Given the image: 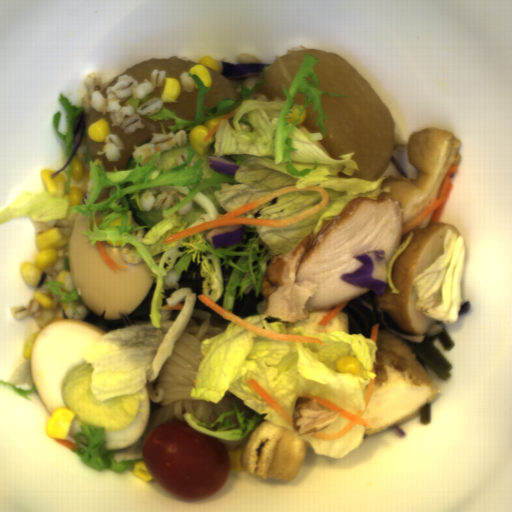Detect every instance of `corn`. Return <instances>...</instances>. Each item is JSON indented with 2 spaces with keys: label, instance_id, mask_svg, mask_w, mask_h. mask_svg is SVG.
Segmentation results:
<instances>
[{
  "label": "corn",
  "instance_id": "obj_8",
  "mask_svg": "<svg viewBox=\"0 0 512 512\" xmlns=\"http://www.w3.org/2000/svg\"><path fill=\"white\" fill-rule=\"evenodd\" d=\"M335 367L338 373H351L357 376L360 375L361 363L356 356L345 355L338 358Z\"/></svg>",
  "mask_w": 512,
  "mask_h": 512
},
{
  "label": "corn",
  "instance_id": "obj_5",
  "mask_svg": "<svg viewBox=\"0 0 512 512\" xmlns=\"http://www.w3.org/2000/svg\"><path fill=\"white\" fill-rule=\"evenodd\" d=\"M207 67L219 72L218 62L212 55L208 54L198 59L196 65L190 68L188 72L192 75H197L204 83L205 87L210 88L212 86V77Z\"/></svg>",
  "mask_w": 512,
  "mask_h": 512
},
{
  "label": "corn",
  "instance_id": "obj_1",
  "mask_svg": "<svg viewBox=\"0 0 512 512\" xmlns=\"http://www.w3.org/2000/svg\"><path fill=\"white\" fill-rule=\"evenodd\" d=\"M37 246L41 249L34 263H24L20 273L27 284L38 286L41 276L49 266L58 260V251L68 243V235H65L58 227H51L38 233Z\"/></svg>",
  "mask_w": 512,
  "mask_h": 512
},
{
  "label": "corn",
  "instance_id": "obj_9",
  "mask_svg": "<svg viewBox=\"0 0 512 512\" xmlns=\"http://www.w3.org/2000/svg\"><path fill=\"white\" fill-rule=\"evenodd\" d=\"M71 170H70V177L73 181L80 182L83 180L85 176V164H84V156L82 154L80 155H74L71 160Z\"/></svg>",
  "mask_w": 512,
  "mask_h": 512
},
{
  "label": "corn",
  "instance_id": "obj_15",
  "mask_svg": "<svg viewBox=\"0 0 512 512\" xmlns=\"http://www.w3.org/2000/svg\"><path fill=\"white\" fill-rule=\"evenodd\" d=\"M68 269H62L60 270L58 273H57V276H56V279H55V282H58V283H62L65 285L64 283V279L66 277V275L68 274Z\"/></svg>",
  "mask_w": 512,
  "mask_h": 512
},
{
  "label": "corn",
  "instance_id": "obj_14",
  "mask_svg": "<svg viewBox=\"0 0 512 512\" xmlns=\"http://www.w3.org/2000/svg\"><path fill=\"white\" fill-rule=\"evenodd\" d=\"M39 332L36 333V334H33L31 335L24 343L23 345V349H22V353H23V357L24 359L27 361L29 359H31V356H32V350H33V345L36 341V338L38 336Z\"/></svg>",
  "mask_w": 512,
  "mask_h": 512
},
{
  "label": "corn",
  "instance_id": "obj_2",
  "mask_svg": "<svg viewBox=\"0 0 512 512\" xmlns=\"http://www.w3.org/2000/svg\"><path fill=\"white\" fill-rule=\"evenodd\" d=\"M75 415L71 407H58L46 424L45 432L48 438L66 439Z\"/></svg>",
  "mask_w": 512,
  "mask_h": 512
},
{
  "label": "corn",
  "instance_id": "obj_7",
  "mask_svg": "<svg viewBox=\"0 0 512 512\" xmlns=\"http://www.w3.org/2000/svg\"><path fill=\"white\" fill-rule=\"evenodd\" d=\"M110 132V124L108 120L103 117L90 124L88 128V135L95 143L105 142L106 137Z\"/></svg>",
  "mask_w": 512,
  "mask_h": 512
},
{
  "label": "corn",
  "instance_id": "obj_11",
  "mask_svg": "<svg viewBox=\"0 0 512 512\" xmlns=\"http://www.w3.org/2000/svg\"><path fill=\"white\" fill-rule=\"evenodd\" d=\"M69 208L84 203L85 191L81 187L70 186L67 192Z\"/></svg>",
  "mask_w": 512,
  "mask_h": 512
},
{
  "label": "corn",
  "instance_id": "obj_10",
  "mask_svg": "<svg viewBox=\"0 0 512 512\" xmlns=\"http://www.w3.org/2000/svg\"><path fill=\"white\" fill-rule=\"evenodd\" d=\"M244 447L240 446L236 450H228L227 455L231 471H246L242 466L241 453Z\"/></svg>",
  "mask_w": 512,
  "mask_h": 512
},
{
  "label": "corn",
  "instance_id": "obj_6",
  "mask_svg": "<svg viewBox=\"0 0 512 512\" xmlns=\"http://www.w3.org/2000/svg\"><path fill=\"white\" fill-rule=\"evenodd\" d=\"M182 92V85L179 80L173 77H165L161 93V101L173 102L178 99Z\"/></svg>",
  "mask_w": 512,
  "mask_h": 512
},
{
  "label": "corn",
  "instance_id": "obj_12",
  "mask_svg": "<svg viewBox=\"0 0 512 512\" xmlns=\"http://www.w3.org/2000/svg\"><path fill=\"white\" fill-rule=\"evenodd\" d=\"M133 473L145 482H149L154 479V474L151 473L145 463V461L134 462L132 467Z\"/></svg>",
  "mask_w": 512,
  "mask_h": 512
},
{
  "label": "corn",
  "instance_id": "obj_13",
  "mask_svg": "<svg viewBox=\"0 0 512 512\" xmlns=\"http://www.w3.org/2000/svg\"><path fill=\"white\" fill-rule=\"evenodd\" d=\"M33 298L45 309L51 310L53 308L54 300L48 293H41V290H36Z\"/></svg>",
  "mask_w": 512,
  "mask_h": 512
},
{
  "label": "corn",
  "instance_id": "obj_3",
  "mask_svg": "<svg viewBox=\"0 0 512 512\" xmlns=\"http://www.w3.org/2000/svg\"><path fill=\"white\" fill-rule=\"evenodd\" d=\"M226 114H221L205 121L203 125L195 126L190 130L188 139L191 146L197 151L198 154H206L211 144L214 143L213 134L208 141H204L207 134L213 130L225 117Z\"/></svg>",
  "mask_w": 512,
  "mask_h": 512
},
{
  "label": "corn",
  "instance_id": "obj_4",
  "mask_svg": "<svg viewBox=\"0 0 512 512\" xmlns=\"http://www.w3.org/2000/svg\"><path fill=\"white\" fill-rule=\"evenodd\" d=\"M56 171L58 170L40 169L39 173L41 180H43L45 183L47 191L53 196L63 199L66 195L65 188L67 185V180L63 171L51 179V174L55 173Z\"/></svg>",
  "mask_w": 512,
  "mask_h": 512
}]
</instances>
